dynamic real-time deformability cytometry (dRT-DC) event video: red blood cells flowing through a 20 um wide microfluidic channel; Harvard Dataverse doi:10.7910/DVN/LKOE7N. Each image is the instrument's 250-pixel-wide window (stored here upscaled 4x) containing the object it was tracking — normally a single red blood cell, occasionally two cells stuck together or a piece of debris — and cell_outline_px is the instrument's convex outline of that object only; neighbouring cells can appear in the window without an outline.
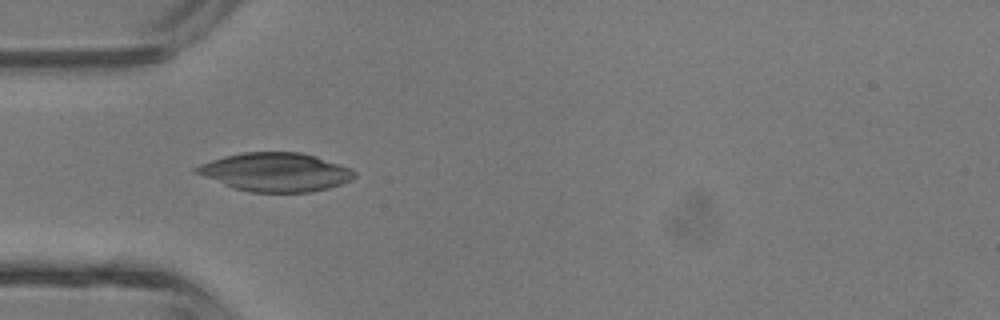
{"species": "common noctule bat (a hibernating species)", "species_latin": "Nyctalus noctula", "temperature_condition": "room temperature", "stored_images_in_passage": 41, "camera_frame_rate_fps": 3000, "um_per_image_px": 0.085, "animal": {"sex": "male", "body_mass_g": 13.3}, "frame": {"image": 1, "passage_image": 13, "time_ms": 4.0, "image_size_px": [1000, 320], "cell_outline_px": [[356, 176], [340, 184], [328, 188], [312, 192], [252, 192], [232, 188], [192, 172], [192, 168], [200, 164], [224, 156], [244, 152], [300, 152], [316, 156], [348, 168], [356, 172]], "centroid_in_image_um": [23.36, 14.63], "position_along_channel_um": 61.6, "area_um2": 35.43}}
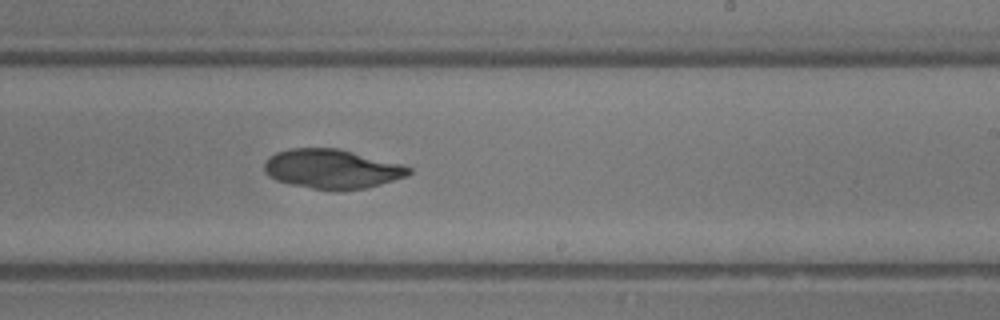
{"frame": {"image": 2, "passage_image": 25, "time_ms": 8.0, "image_size_px": [1000, 320], "cell_outline_px": [[412, 172], [408, 176], [368, 188], [340, 192], [332, 192], [292, 184], [276, 180], [268, 176], [264, 172], [264, 164], [268, 156], [276, 152], [288, 148], [340, 148], [404, 164], [412, 168]], "centroid_in_image_um": [28.25, 14.37], "position_along_channel_um": 260.7, "area_um2": 33.99}}
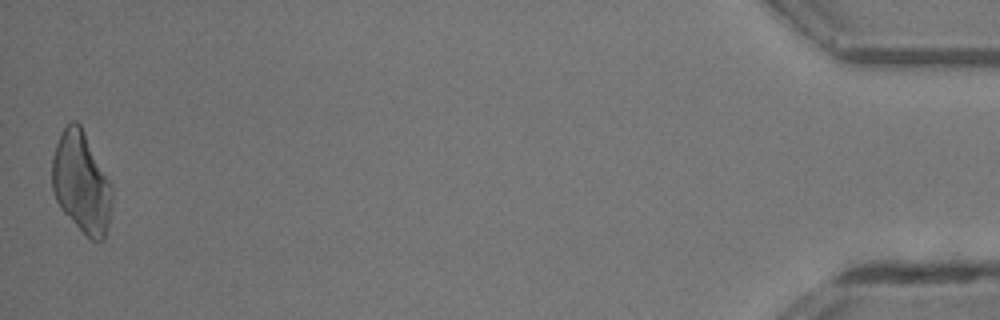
{"frame": {"image": 3, "passage_image": 41, "time_ms": 13.333, "image_size_px": [1000, 320], "cell_outline_px": [[112, 204], [104, 240], [92, 240], [60, 208], [56, 200], [52, 188], [52, 156], [56, 144], [64, 128], [72, 120], [76, 120], [80, 124], [112, 184]], "centroid_in_image_um": [6.92, 15.5], "position_along_channel_um": 428.3, "area_um2": 34.97}}